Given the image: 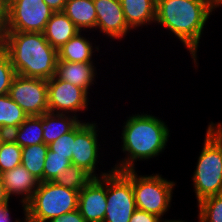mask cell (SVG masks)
Wrapping results in <instances>:
<instances>
[{"instance_id": "cell-1", "label": "cell", "mask_w": 222, "mask_h": 222, "mask_svg": "<svg viewBox=\"0 0 222 222\" xmlns=\"http://www.w3.org/2000/svg\"><path fill=\"white\" fill-rule=\"evenodd\" d=\"M122 130L124 159L112 168L116 171L135 170V162L157 157L164 152L170 136L168 125L152 114L129 116Z\"/></svg>"}, {"instance_id": "cell-2", "label": "cell", "mask_w": 222, "mask_h": 222, "mask_svg": "<svg viewBox=\"0 0 222 222\" xmlns=\"http://www.w3.org/2000/svg\"><path fill=\"white\" fill-rule=\"evenodd\" d=\"M210 15L212 11L208 0H156L155 22L183 43L195 67H198L200 39Z\"/></svg>"}, {"instance_id": "cell-3", "label": "cell", "mask_w": 222, "mask_h": 222, "mask_svg": "<svg viewBox=\"0 0 222 222\" xmlns=\"http://www.w3.org/2000/svg\"><path fill=\"white\" fill-rule=\"evenodd\" d=\"M0 46L8 54L16 74L45 80L55 76L57 49L42 32L8 31Z\"/></svg>"}, {"instance_id": "cell-4", "label": "cell", "mask_w": 222, "mask_h": 222, "mask_svg": "<svg viewBox=\"0 0 222 222\" xmlns=\"http://www.w3.org/2000/svg\"><path fill=\"white\" fill-rule=\"evenodd\" d=\"M192 185L197 202L222 194V123H209Z\"/></svg>"}, {"instance_id": "cell-5", "label": "cell", "mask_w": 222, "mask_h": 222, "mask_svg": "<svg viewBox=\"0 0 222 222\" xmlns=\"http://www.w3.org/2000/svg\"><path fill=\"white\" fill-rule=\"evenodd\" d=\"M79 191L58 185L54 181L39 182L26 204V216L38 222H48L78 209Z\"/></svg>"}, {"instance_id": "cell-6", "label": "cell", "mask_w": 222, "mask_h": 222, "mask_svg": "<svg viewBox=\"0 0 222 222\" xmlns=\"http://www.w3.org/2000/svg\"><path fill=\"white\" fill-rule=\"evenodd\" d=\"M132 170V187L136 207L162 218L171 207L174 181L167 180L160 174L138 175Z\"/></svg>"}, {"instance_id": "cell-7", "label": "cell", "mask_w": 222, "mask_h": 222, "mask_svg": "<svg viewBox=\"0 0 222 222\" xmlns=\"http://www.w3.org/2000/svg\"><path fill=\"white\" fill-rule=\"evenodd\" d=\"M106 211L103 222H129L137 209L132 170H112L106 175Z\"/></svg>"}, {"instance_id": "cell-8", "label": "cell", "mask_w": 222, "mask_h": 222, "mask_svg": "<svg viewBox=\"0 0 222 222\" xmlns=\"http://www.w3.org/2000/svg\"><path fill=\"white\" fill-rule=\"evenodd\" d=\"M53 13L44 0H8V31L43 33Z\"/></svg>"}, {"instance_id": "cell-9", "label": "cell", "mask_w": 222, "mask_h": 222, "mask_svg": "<svg viewBox=\"0 0 222 222\" xmlns=\"http://www.w3.org/2000/svg\"><path fill=\"white\" fill-rule=\"evenodd\" d=\"M8 95L28 116H41L48 112L47 80L16 74Z\"/></svg>"}, {"instance_id": "cell-10", "label": "cell", "mask_w": 222, "mask_h": 222, "mask_svg": "<svg viewBox=\"0 0 222 222\" xmlns=\"http://www.w3.org/2000/svg\"><path fill=\"white\" fill-rule=\"evenodd\" d=\"M97 123H90L80 121L75 126V142L73 147L72 165H76L85 169L94 178H100L101 176L109 174L113 169L102 172L99 175L96 174V165L99 163L98 152L101 146L98 142ZM99 145V146H98Z\"/></svg>"}, {"instance_id": "cell-11", "label": "cell", "mask_w": 222, "mask_h": 222, "mask_svg": "<svg viewBox=\"0 0 222 222\" xmlns=\"http://www.w3.org/2000/svg\"><path fill=\"white\" fill-rule=\"evenodd\" d=\"M48 112L57 114H72L88 110V93L81 87L74 86L69 82L53 76L47 80ZM75 113V114H74Z\"/></svg>"}, {"instance_id": "cell-12", "label": "cell", "mask_w": 222, "mask_h": 222, "mask_svg": "<svg viewBox=\"0 0 222 222\" xmlns=\"http://www.w3.org/2000/svg\"><path fill=\"white\" fill-rule=\"evenodd\" d=\"M97 20L96 30L111 39L125 38L132 29L126 23L120 0H93Z\"/></svg>"}, {"instance_id": "cell-13", "label": "cell", "mask_w": 222, "mask_h": 222, "mask_svg": "<svg viewBox=\"0 0 222 222\" xmlns=\"http://www.w3.org/2000/svg\"><path fill=\"white\" fill-rule=\"evenodd\" d=\"M106 207V175H104L93 178L79 191L78 210L86 222H103Z\"/></svg>"}, {"instance_id": "cell-14", "label": "cell", "mask_w": 222, "mask_h": 222, "mask_svg": "<svg viewBox=\"0 0 222 222\" xmlns=\"http://www.w3.org/2000/svg\"><path fill=\"white\" fill-rule=\"evenodd\" d=\"M1 176L9 198L10 196L12 197V195L22 196L20 202L24 211V216H26V204L31 200L38 187L39 181L34 178L23 165L16 166L9 171L3 172Z\"/></svg>"}, {"instance_id": "cell-15", "label": "cell", "mask_w": 222, "mask_h": 222, "mask_svg": "<svg viewBox=\"0 0 222 222\" xmlns=\"http://www.w3.org/2000/svg\"><path fill=\"white\" fill-rule=\"evenodd\" d=\"M93 64L57 60L55 77L81 87L89 93L88 90L94 84L97 74L96 67Z\"/></svg>"}, {"instance_id": "cell-16", "label": "cell", "mask_w": 222, "mask_h": 222, "mask_svg": "<svg viewBox=\"0 0 222 222\" xmlns=\"http://www.w3.org/2000/svg\"><path fill=\"white\" fill-rule=\"evenodd\" d=\"M124 17L133 30L150 25L156 19V0H120Z\"/></svg>"}, {"instance_id": "cell-17", "label": "cell", "mask_w": 222, "mask_h": 222, "mask_svg": "<svg viewBox=\"0 0 222 222\" xmlns=\"http://www.w3.org/2000/svg\"><path fill=\"white\" fill-rule=\"evenodd\" d=\"M78 32L80 30L66 14L63 11H58L54 12L47 22L43 34L52 47L59 49Z\"/></svg>"}, {"instance_id": "cell-18", "label": "cell", "mask_w": 222, "mask_h": 222, "mask_svg": "<svg viewBox=\"0 0 222 222\" xmlns=\"http://www.w3.org/2000/svg\"><path fill=\"white\" fill-rule=\"evenodd\" d=\"M63 12L81 32L96 29L97 14L93 0H67Z\"/></svg>"}, {"instance_id": "cell-19", "label": "cell", "mask_w": 222, "mask_h": 222, "mask_svg": "<svg viewBox=\"0 0 222 222\" xmlns=\"http://www.w3.org/2000/svg\"><path fill=\"white\" fill-rule=\"evenodd\" d=\"M81 120L70 114L46 112L42 114L44 144L49 145L59 137L70 132Z\"/></svg>"}, {"instance_id": "cell-20", "label": "cell", "mask_w": 222, "mask_h": 222, "mask_svg": "<svg viewBox=\"0 0 222 222\" xmlns=\"http://www.w3.org/2000/svg\"><path fill=\"white\" fill-rule=\"evenodd\" d=\"M93 45L83 34L78 32L64 45L57 49L58 60L68 62L94 63Z\"/></svg>"}, {"instance_id": "cell-21", "label": "cell", "mask_w": 222, "mask_h": 222, "mask_svg": "<svg viewBox=\"0 0 222 222\" xmlns=\"http://www.w3.org/2000/svg\"><path fill=\"white\" fill-rule=\"evenodd\" d=\"M9 137L21 148L44 143L42 129V115L28 116L25 121Z\"/></svg>"}, {"instance_id": "cell-22", "label": "cell", "mask_w": 222, "mask_h": 222, "mask_svg": "<svg viewBox=\"0 0 222 222\" xmlns=\"http://www.w3.org/2000/svg\"><path fill=\"white\" fill-rule=\"evenodd\" d=\"M28 117L8 94L0 96V130L9 135L17 129Z\"/></svg>"}, {"instance_id": "cell-23", "label": "cell", "mask_w": 222, "mask_h": 222, "mask_svg": "<svg viewBox=\"0 0 222 222\" xmlns=\"http://www.w3.org/2000/svg\"><path fill=\"white\" fill-rule=\"evenodd\" d=\"M48 150V145L44 143L22 148L21 165L39 182H43V169Z\"/></svg>"}, {"instance_id": "cell-24", "label": "cell", "mask_w": 222, "mask_h": 222, "mask_svg": "<svg viewBox=\"0 0 222 222\" xmlns=\"http://www.w3.org/2000/svg\"><path fill=\"white\" fill-rule=\"evenodd\" d=\"M22 148L9 135L0 142V174L21 165Z\"/></svg>"}, {"instance_id": "cell-25", "label": "cell", "mask_w": 222, "mask_h": 222, "mask_svg": "<svg viewBox=\"0 0 222 222\" xmlns=\"http://www.w3.org/2000/svg\"><path fill=\"white\" fill-rule=\"evenodd\" d=\"M94 177L85 169L76 165H70L63 171L54 181L58 185L66 188L80 191L82 190Z\"/></svg>"}, {"instance_id": "cell-26", "label": "cell", "mask_w": 222, "mask_h": 222, "mask_svg": "<svg viewBox=\"0 0 222 222\" xmlns=\"http://www.w3.org/2000/svg\"><path fill=\"white\" fill-rule=\"evenodd\" d=\"M198 222H222V194L198 202Z\"/></svg>"}, {"instance_id": "cell-27", "label": "cell", "mask_w": 222, "mask_h": 222, "mask_svg": "<svg viewBox=\"0 0 222 222\" xmlns=\"http://www.w3.org/2000/svg\"><path fill=\"white\" fill-rule=\"evenodd\" d=\"M70 165L71 161L65 156L53 155V152L48 150L43 169V182L55 181Z\"/></svg>"}, {"instance_id": "cell-28", "label": "cell", "mask_w": 222, "mask_h": 222, "mask_svg": "<svg viewBox=\"0 0 222 222\" xmlns=\"http://www.w3.org/2000/svg\"><path fill=\"white\" fill-rule=\"evenodd\" d=\"M16 72L6 51L0 46V96L8 94Z\"/></svg>"}, {"instance_id": "cell-29", "label": "cell", "mask_w": 222, "mask_h": 222, "mask_svg": "<svg viewBox=\"0 0 222 222\" xmlns=\"http://www.w3.org/2000/svg\"><path fill=\"white\" fill-rule=\"evenodd\" d=\"M75 142V127L68 133L51 142L48 147L53 155L65 156L72 161L73 147Z\"/></svg>"}, {"instance_id": "cell-30", "label": "cell", "mask_w": 222, "mask_h": 222, "mask_svg": "<svg viewBox=\"0 0 222 222\" xmlns=\"http://www.w3.org/2000/svg\"><path fill=\"white\" fill-rule=\"evenodd\" d=\"M174 220H167L163 218L158 217L155 214L148 213L146 211H142L139 209H136L134 213L132 214L129 222H171Z\"/></svg>"}, {"instance_id": "cell-31", "label": "cell", "mask_w": 222, "mask_h": 222, "mask_svg": "<svg viewBox=\"0 0 222 222\" xmlns=\"http://www.w3.org/2000/svg\"><path fill=\"white\" fill-rule=\"evenodd\" d=\"M8 32V0H0V43Z\"/></svg>"}, {"instance_id": "cell-32", "label": "cell", "mask_w": 222, "mask_h": 222, "mask_svg": "<svg viewBox=\"0 0 222 222\" xmlns=\"http://www.w3.org/2000/svg\"><path fill=\"white\" fill-rule=\"evenodd\" d=\"M48 222H86V220L77 209L75 211L65 213L59 217L52 218Z\"/></svg>"}, {"instance_id": "cell-33", "label": "cell", "mask_w": 222, "mask_h": 222, "mask_svg": "<svg viewBox=\"0 0 222 222\" xmlns=\"http://www.w3.org/2000/svg\"><path fill=\"white\" fill-rule=\"evenodd\" d=\"M9 209H10L9 202L0 205V222H12ZM14 222H23V221L17 219Z\"/></svg>"}, {"instance_id": "cell-34", "label": "cell", "mask_w": 222, "mask_h": 222, "mask_svg": "<svg viewBox=\"0 0 222 222\" xmlns=\"http://www.w3.org/2000/svg\"><path fill=\"white\" fill-rule=\"evenodd\" d=\"M67 0H44V2L54 11H63Z\"/></svg>"}, {"instance_id": "cell-35", "label": "cell", "mask_w": 222, "mask_h": 222, "mask_svg": "<svg viewBox=\"0 0 222 222\" xmlns=\"http://www.w3.org/2000/svg\"><path fill=\"white\" fill-rule=\"evenodd\" d=\"M10 199L11 198H9L6 193L5 186L3 184V179L0 174V205L8 203Z\"/></svg>"}, {"instance_id": "cell-36", "label": "cell", "mask_w": 222, "mask_h": 222, "mask_svg": "<svg viewBox=\"0 0 222 222\" xmlns=\"http://www.w3.org/2000/svg\"><path fill=\"white\" fill-rule=\"evenodd\" d=\"M208 1L212 12L214 11V9L216 10V8H218L219 6L221 7L222 5V0H208Z\"/></svg>"}, {"instance_id": "cell-37", "label": "cell", "mask_w": 222, "mask_h": 222, "mask_svg": "<svg viewBox=\"0 0 222 222\" xmlns=\"http://www.w3.org/2000/svg\"><path fill=\"white\" fill-rule=\"evenodd\" d=\"M24 219V222H38V221H35V220H32L31 218H29L28 216H25L23 217Z\"/></svg>"}, {"instance_id": "cell-38", "label": "cell", "mask_w": 222, "mask_h": 222, "mask_svg": "<svg viewBox=\"0 0 222 222\" xmlns=\"http://www.w3.org/2000/svg\"><path fill=\"white\" fill-rule=\"evenodd\" d=\"M5 137V134L0 130V142Z\"/></svg>"}, {"instance_id": "cell-39", "label": "cell", "mask_w": 222, "mask_h": 222, "mask_svg": "<svg viewBox=\"0 0 222 222\" xmlns=\"http://www.w3.org/2000/svg\"><path fill=\"white\" fill-rule=\"evenodd\" d=\"M171 222H185L184 220H175L174 221H171ZM187 222V221H186Z\"/></svg>"}]
</instances>
